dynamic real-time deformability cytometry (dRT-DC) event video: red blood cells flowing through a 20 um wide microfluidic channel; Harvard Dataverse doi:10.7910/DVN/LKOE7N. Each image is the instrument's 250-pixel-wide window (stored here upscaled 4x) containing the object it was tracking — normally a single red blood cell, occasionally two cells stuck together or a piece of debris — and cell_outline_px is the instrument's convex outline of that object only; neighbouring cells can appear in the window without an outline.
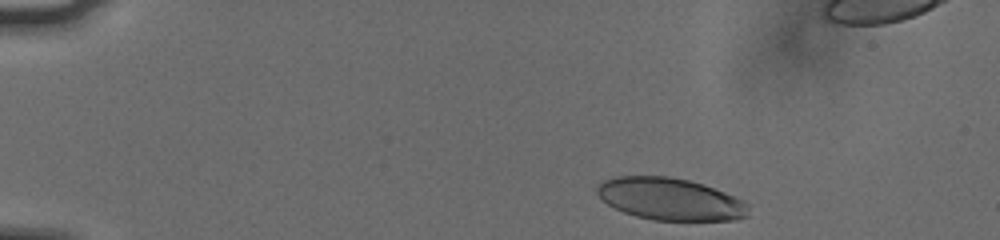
{"species": "human", "species_latin": "Homo sapiens", "temperature_condition": "cold", "stored_images_in_passage": 40, "camera_frame_rate_fps": 3000, "um_per_image_px": 0.085, "donor": {"sex": "male"}, "frame": {"image": 1, "passage_image": 2, "time_ms": 0.333, "image_size_px": [1000, 240], "cell_outline_px": [[748, 216], [736, 220], [652, 220], [636, 216], [624, 212], [608, 204], [596, 192], [596, 188], [604, 180], [616, 176], [668, 176], [688, 180], [724, 192], [744, 200], [748, 204]], "centroid_in_image_um": [56.98, 16.92], "position_along_channel_um": 28.0, "area_um2": 36.93}}
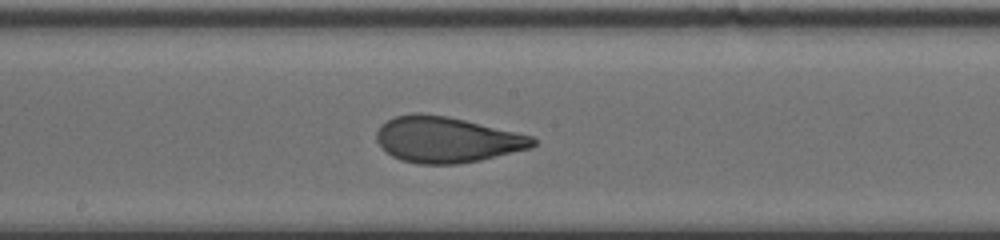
{"frame": {"image": 2, "passage_image": 24, "time_ms": 7.667, "image_size_px": [1000, 240], "cell_outline_px": [[536, 144], [532, 148], [480, 160], [456, 164], [420, 164], [400, 160], [392, 156], [376, 140], [376, 132], [380, 124], [396, 116], [416, 112], [420, 112], [448, 116], [532, 136], [536, 140]], "centroid_in_image_um": [37.96, 11.86], "position_along_channel_um": 210.2, "area_um2": 41.67}}
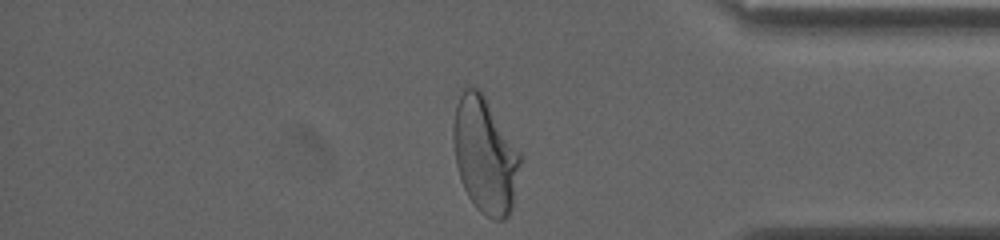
{"frame": {"image": 3, "passage_image": 40, "time_ms": 13.0, "image_size_px": [1000, 240], "cell_outline_px": [[524, 156], [512, 208], [508, 216], [504, 220], [492, 220], [480, 212], [476, 208], [468, 196], [464, 188], [456, 164], [452, 140], [452, 124], [456, 104], [464, 88], [468, 84], [480, 88]], "centroid_in_image_um": [41.25, 13.17], "position_along_channel_um": 394.0, "area_um2": 46.3}, "authors_computed_cell_mechanics": {"area_um2": 41.1536, "velocity_mm_per_s": 3.7605, "shape_relaxation_time_tau1_ms": 5.3, "shape_relaxation_time_tau2_ms": 0.8835, "deformation_change_tau1": 0.2034, "deformation_change_tau2": 0.0696}}